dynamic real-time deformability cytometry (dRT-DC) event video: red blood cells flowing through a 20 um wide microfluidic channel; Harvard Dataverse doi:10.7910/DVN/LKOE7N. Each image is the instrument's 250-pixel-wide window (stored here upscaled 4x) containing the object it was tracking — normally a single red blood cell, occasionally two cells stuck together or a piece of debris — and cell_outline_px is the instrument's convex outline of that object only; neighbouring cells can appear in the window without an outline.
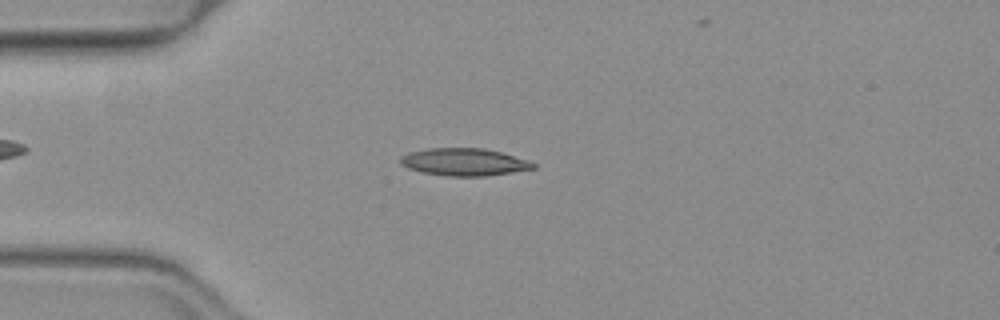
{"species": "common noctule bat (a hibernating species)", "species_latin": "Nyctalus noctula", "temperature_condition": "warm", "stored_images_in_passage": 37, "camera_frame_rate_fps": 3000, "um_per_image_px": 0.085, "animal": {"sex": "female", "body_mass_g": 19.3, "forearm_length_mm": 54.1}, "frame": {"image": 1, "passage_image": 9, "time_ms": 2.667, "image_size_px": [1000, 320], "cell_outline_px": [[536, 168], [512, 172], [484, 176], [448, 176], [420, 172], [408, 168], [400, 164], [400, 156], [408, 152], [428, 148], [484, 148], [500, 152], [528, 160], [536, 164]], "centroid_in_image_um": [39.42, 13.77], "position_along_channel_um": 45.6, "area_um2": 21.27}}
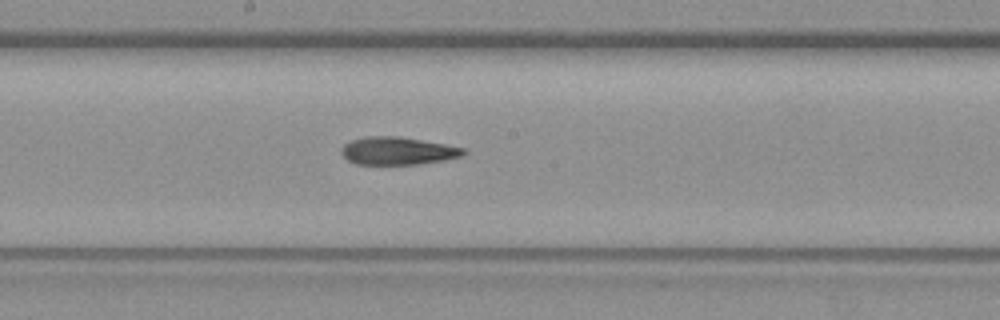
{"frame": {"image": 2, "passage_image": 23, "time_ms": 7.333, "image_size_px": [1000, 320], "cell_outline_px": [[468, 152], [464, 156], [444, 160], [420, 164], [356, 164], [348, 160], [340, 152], [340, 148], [344, 144], [352, 140], [364, 136], [400, 136], [444, 144], [464, 148]], "centroid_in_image_um": [33.81, 12.82], "position_along_channel_um": 214.4, "area_um2": 19.88}}
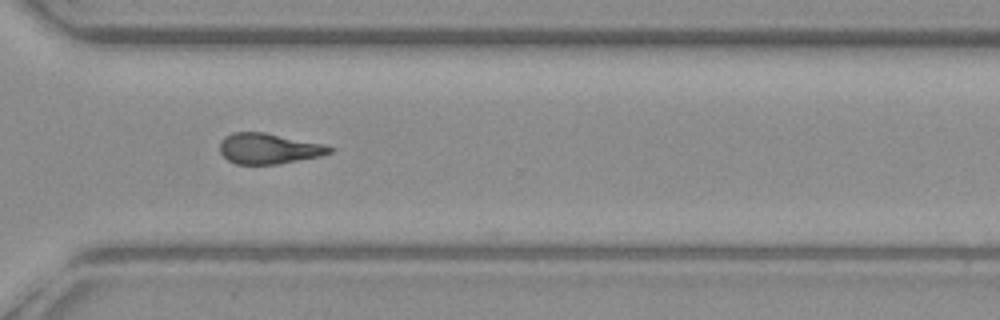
{"frame": {"image": 3, "passage_image": 33, "time_ms": 10.667, "image_size_px": [1000, 320], "cell_outline_px": [[332, 152], [320, 156], [280, 164], [236, 164], [228, 160], [220, 152], [220, 140], [224, 136], [232, 132], [264, 132], [320, 144], [332, 148]], "centroid_in_image_um": [22.77, 12.63], "position_along_channel_um": 347.8, "area_um2": 19.36}}